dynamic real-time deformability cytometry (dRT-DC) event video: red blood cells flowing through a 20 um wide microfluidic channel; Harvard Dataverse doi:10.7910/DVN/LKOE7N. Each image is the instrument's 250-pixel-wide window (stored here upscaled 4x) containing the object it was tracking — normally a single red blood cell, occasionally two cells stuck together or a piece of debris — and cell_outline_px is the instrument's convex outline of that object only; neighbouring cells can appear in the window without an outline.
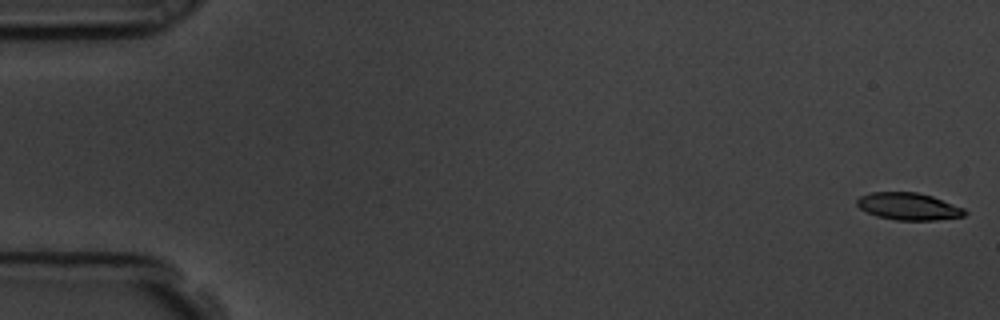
{"species": "common noctule bat (a hibernating species)", "species_latin": "Nyctalus noctula", "temperature_condition": "room temperature", "stored_images_in_passage": 17, "camera_frame_rate_fps": 3000, "um_per_image_px": 0.085, "animal": {"sex": "male", "body_mass_g": 19.5, "forearm_length_mm": 54.6}, "frame": {"image": 1, "passage_image": 1, "time_ms": 0.0, "image_size_px": [1000, 320], "cell_outline_px": [[968, 212], [964, 216], [936, 220], [896, 220], [876, 216], [860, 208], [856, 204], [856, 200], [860, 196], [868, 192], [916, 192], [932, 196], [964, 208]], "centroid_in_image_um": [77.21, 17.54], "position_along_channel_um": 7.8, "area_um2": 17.11}}